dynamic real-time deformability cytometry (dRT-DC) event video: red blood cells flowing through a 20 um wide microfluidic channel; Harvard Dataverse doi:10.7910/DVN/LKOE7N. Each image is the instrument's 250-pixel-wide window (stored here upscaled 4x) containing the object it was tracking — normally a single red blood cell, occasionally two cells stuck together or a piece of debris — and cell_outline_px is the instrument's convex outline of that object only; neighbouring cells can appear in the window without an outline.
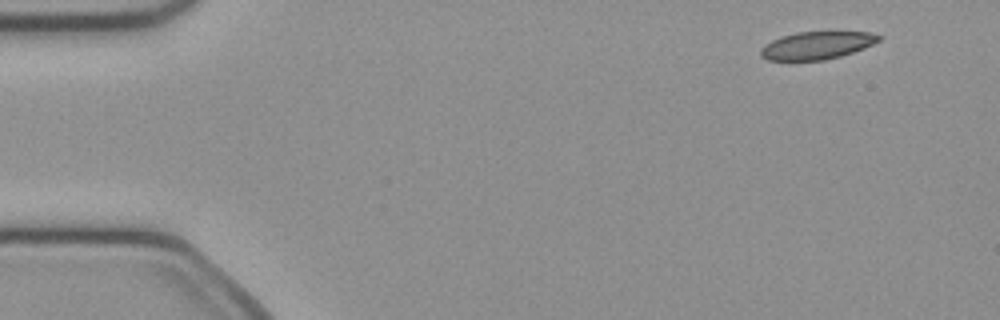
{"species": "common noctule bat (a hibernating species)", "species_latin": "Nyctalus noctula", "temperature_condition": "cold", "stored_images_in_passage": 20, "camera_frame_rate_fps": 3000, "um_per_image_px": 0.085, "animal": {"sex": "female", "body_mass_g": 21.9}, "frame": {"image": 1, "passage_image": 1, "time_ms": 0.0, "image_size_px": [1000, 320], "cell_outline_px": [[880, 40], [864, 48], [840, 56], [824, 60], [768, 60], [760, 56], [760, 48], [764, 44], [780, 36], [796, 32], [868, 32], [880, 36]], "centroid_in_image_um": [69.37, 3.86], "position_along_channel_um": 15.6, "area_um2": 18.96}}
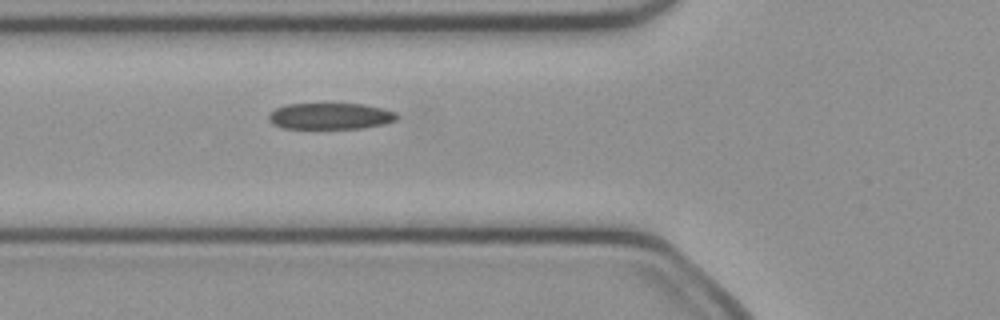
{"frame": {"image": 2, "passage_image": 15, "time_ms": 4.667, "image_size_px": [1000, 320], "cell_outline_px": [[400, 116], [396, 120], [384, 124], [364, 128], [284, 128], [272, 124], [268, 120], [268, 112], [284, 104], [360, 104], [384, 108], [396, 112]], "centroid_in_image_um": [28.07, 9.87], "position_along_channel_um": 97.7, "area_um2": 19.83}}
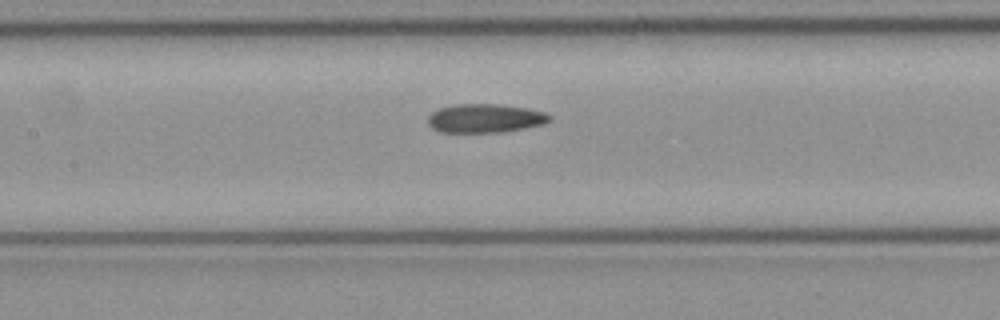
{"frame": {"image": 3, "passage_image": 20, "time_ms": 6.333, "image_size_px": [1000, 320], "cell_outline_px": [[552, 120], [544, 124], [504, 132], [440, 132], [432, 128], [428, 124], [428, 116], [432, 112], [440, 108], [456, 104], [496, 104], [528, 108], [544, 112], [552, 116]], "centroid_in_image_um": [41.25, 10.06], "position_along_channel_um": 166.1, "area_um2": 20.46}}